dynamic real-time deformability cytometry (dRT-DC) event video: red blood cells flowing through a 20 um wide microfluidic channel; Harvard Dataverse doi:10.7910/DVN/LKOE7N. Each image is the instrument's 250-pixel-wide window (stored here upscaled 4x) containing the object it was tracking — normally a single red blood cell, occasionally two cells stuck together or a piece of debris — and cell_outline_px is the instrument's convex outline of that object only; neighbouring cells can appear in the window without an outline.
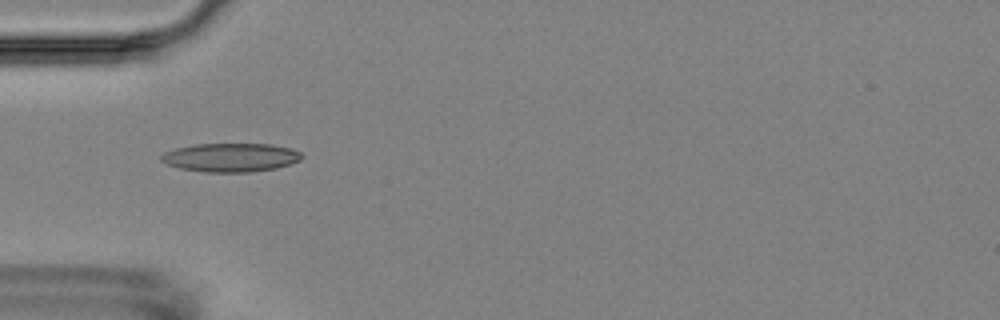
{"species": "Egyptian fruit bat (a non-hibernating species)", "species_latin": "Rousettus aegyptiacus", "temperature_condition": "room temperature", "stored_images_in_passage": 10, "camera_frame_rate_fps": 3000, "um_per_image_px": 0.085, "animal": {"sex": "female"}, "frame": {"image": 1, "passage_image": 5, "time_ms": 5.0, "image_size_px": [1000, 320], "cell_outline_px": [[304, 156], [300, 160], [276, 168], [248, 172], [204, 172], [180, 168], [168, 164], [160, 160], [160, 156], [164, 152], [176, 148], [192, 144], [272, 144], [292, 148], [300, 152]], "centroid_in_image_um": [19.61, 13.37], "position_along_channel_um": 65.4, "area_um2": 23.52}}
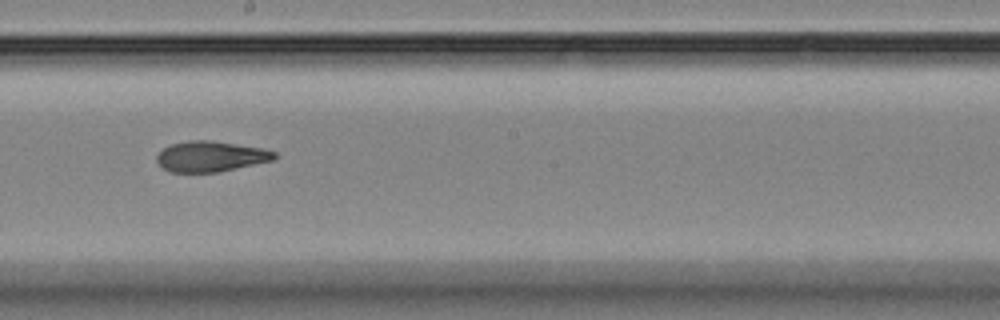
{"frame": {"image": 2, "passage_image": 9, "time_ms": 9.667, "image_size_px": [1000, 320], "cell_outline_px": [[276, 156], [272, 160], [220, 172], [168, 172], [160, 168], [156, 160], [156, 156], [164, 148], [172, 144], [188, 140], [212, 140], [264, 148], [276, 152]], "centroid_in_image_um": [17.88, 13.3], "position_along_channel_um": 230.3, "area_um2": 21.1}}
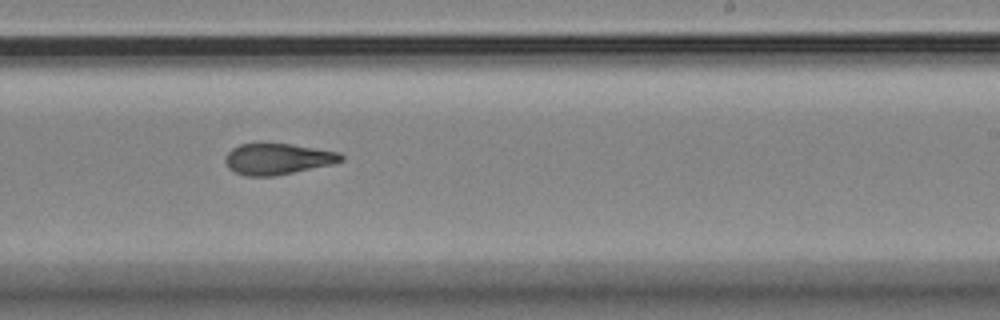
{"frame": {"image": 3, "passage_image": 10, "time_ms": 10.667, "image_size_px": [1000, 320], "cell_outline_px": [[344, 160], [332, 164], [272, 176], [244, 176], [228, 168], [224, 160], [224, 156], [232, 148], [240, 144], [292, 144], [340, 152], [344, 156]], "centroid_in_image_um": [23.59, 13.51], "position_along_channel_um": 265.4, "area_um2": 20.87}}